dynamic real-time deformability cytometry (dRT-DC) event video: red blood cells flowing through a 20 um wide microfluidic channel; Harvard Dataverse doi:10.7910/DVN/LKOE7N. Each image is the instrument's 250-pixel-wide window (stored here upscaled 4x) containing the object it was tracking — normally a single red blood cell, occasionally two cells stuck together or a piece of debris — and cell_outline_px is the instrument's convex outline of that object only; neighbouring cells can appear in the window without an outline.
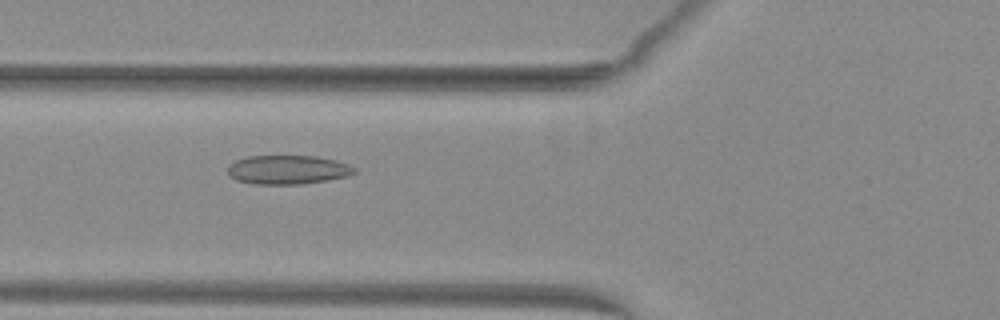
{"species": "common noctule bat (a hibernating species)", "species_latin": "Nyctalus noctula", "temperature_condition": "warm", "stored_images_in_passage": 43, "camera_frame_rate_fps": 3000, "um_per_image_px": 0.085, "animal": {"sex": "female", "body_mass_g": 29.2, "forearm_length_mm": 56.3}, "frame": {"image": 1, "passage_image": 12, "time_ms": 3.667, "image_size_px": [1000, 320], "cell_outline_px": [[356, 172], [348, 176], [300, 184], [252, 184], [236, 180], [228, 176], [228, 164], [236, 160], [248, 156], [316, 156], [348, 164], [356, 168]], "centroid_in_image_um": [24.4, 14.43], "position_along_channel_um": 101.4, "area_um2": 21.33}}
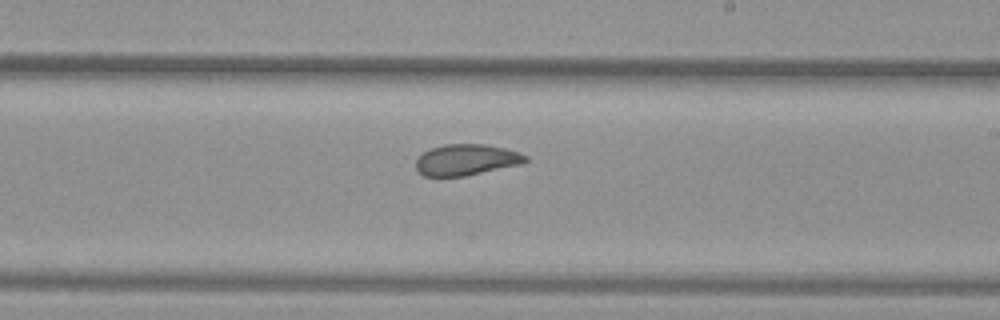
{"frame": {"image": 2, "passage_image": 23, "time_ms": 7.333, "image_size_px": [1000, 320], "cell_outline_px": [[528, 160], [524, 164], [464, 176], [424, 176], [416, 168], [416, 160], [424, 152], [432, 148], [444, 144], [484, 144], [504, 148], [528, 156]], "centroid_in_image_um": [39.66, 13.58], "position_along_channel_um": 249.3, "area_um2": 19.77}}
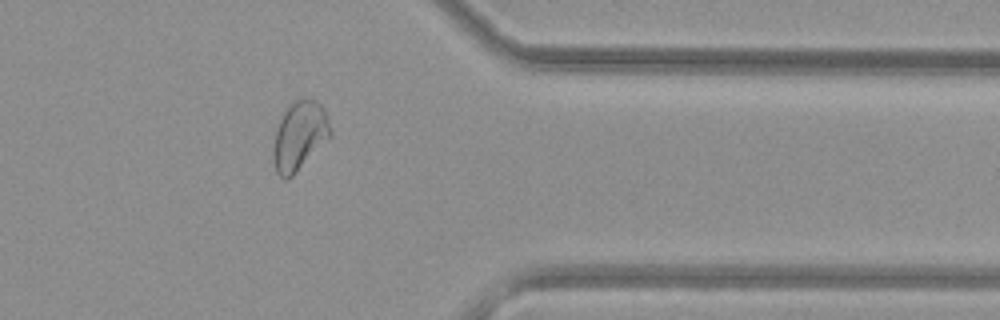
{"frame": {"image": 3, "passage_image": 34, "time_ms": 11.0, "image_size_px": [1000, 320], "cell_outline_px": [[332, 136], [288, 180], [284, 180], [276, 172], [272, 160], [272, 152], [276, 132], [280, 120], [284, 112], [300, 96], [304, 96], [316, 100], [324, 108], [332, 128]], "centroid_in_image_um": [25.48, 11.54], "position_along_channel_um": 385.9, "area_um2": 23.18}, "authors_computed_cell_mechanics": {"area_um2": 22.0218, "velocity_mm_per_s": 4.037, "shape_relaxation_time_tau1_ms": null, "shape_relaxation_time_tau2_ms": 1.3736, "deformation_change_tau1": null, "deformation_change_tau2": 0.0642}}